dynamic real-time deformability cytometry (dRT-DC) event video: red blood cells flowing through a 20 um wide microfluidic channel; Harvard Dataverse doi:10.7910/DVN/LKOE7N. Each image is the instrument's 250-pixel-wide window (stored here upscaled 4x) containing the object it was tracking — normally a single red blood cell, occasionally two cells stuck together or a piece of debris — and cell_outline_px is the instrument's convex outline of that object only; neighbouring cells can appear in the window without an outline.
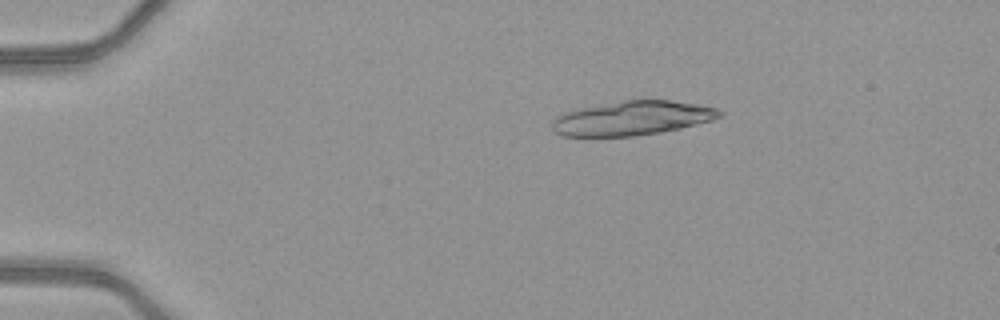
{"species": "common noctule bat (a hibernating species)", "species_latin": "Nyctalus noctula", "temperature_condition": "warm", "stored_images_in_passage": 50, "segment_of_instrument_passage": [1, 2], "camera_frame_rate_fps": 3000, "um_per_image_px": 0.085, "animal": {"sex": "female", "body_mass_g": 21.9}, "frame": {"image": 1, "passage_image": 10, "time_ms": 3.0, "image_size_px": [1000, 320], "cell_outline_px": [[724, 112], [720, 116], [712, 120], [680, 128], [660, 132], [632, 136], [564, 136], [556, 132], [552, 128], [552, 124], [556, 116], [564, 112], [624, 100], [668, 100], [696, 104], [716, 108]], "centroid_in_image_um": [53.75, 10.05], "position_along_channel_um": 31.2, "area_um2": 32.89}}